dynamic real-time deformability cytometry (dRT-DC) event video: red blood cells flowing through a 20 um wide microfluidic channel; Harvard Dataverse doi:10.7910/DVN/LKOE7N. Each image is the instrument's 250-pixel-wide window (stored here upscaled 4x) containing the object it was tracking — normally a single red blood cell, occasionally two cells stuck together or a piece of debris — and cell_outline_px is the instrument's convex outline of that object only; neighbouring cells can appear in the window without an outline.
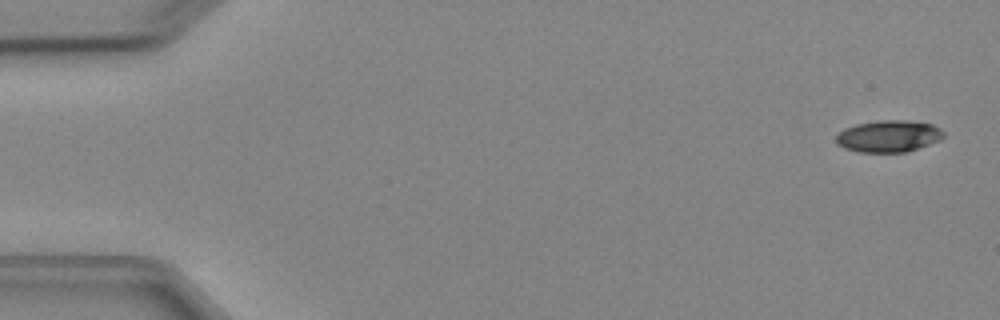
{"species": "Egyptian fruit bat (a non-hibernating species)", "species_latin": "Rousettus aegyptiacus", "temperature_condition": "cold", "stored_images_in_passage": 4, "camera_frame_rate_fps": 3000, "um_per_image_px": 0.085, "animal": {"sex": "female"}, "frame": {"image": 1, "passage_image": 1, "time_ms": 0.0, "image_size_px": [1000, 320], "cell_outline_px": [[944, 136], [940, 140], [904, 152], [860, 152], [844, 148], [836, 144], [836, 136], [844, 128], [856, 124], [880, 120], [904, 120], [932, 124], [940, 128], [944, 132]], "centroid_in_image_um": [75.51, 11.57], "position_along_channel_um": 9.5, "area_um2": 19.83}}
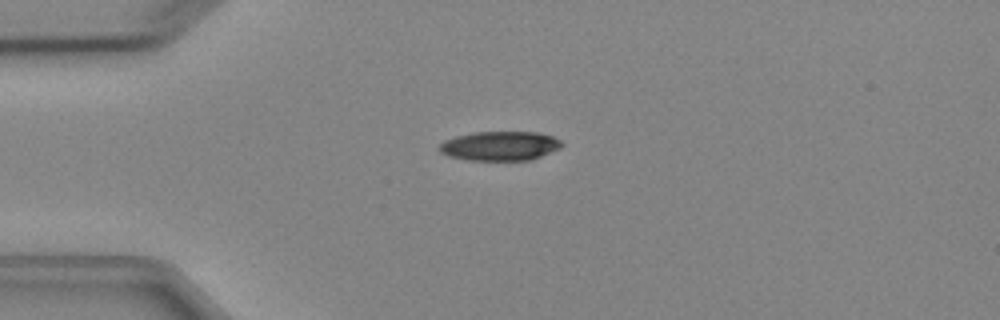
{"frame": {"image": 2, "passage_image": 4, "time_ms": 3.667, "image_size_px": [1000, 320], "cell_outline_px": [[564, 144], [560, 148], [540, 156], [528, 160], [468, 160], [448, 156], [440, 152], [440, 144], [444, 140], [456, 136], [476, 132], [536, 132], [552, 136], [560, 140]], "centroid_in_image_um": [42.49, 12.4], "position_along_channel_um": 42.5, "area_um2": 20.75}}